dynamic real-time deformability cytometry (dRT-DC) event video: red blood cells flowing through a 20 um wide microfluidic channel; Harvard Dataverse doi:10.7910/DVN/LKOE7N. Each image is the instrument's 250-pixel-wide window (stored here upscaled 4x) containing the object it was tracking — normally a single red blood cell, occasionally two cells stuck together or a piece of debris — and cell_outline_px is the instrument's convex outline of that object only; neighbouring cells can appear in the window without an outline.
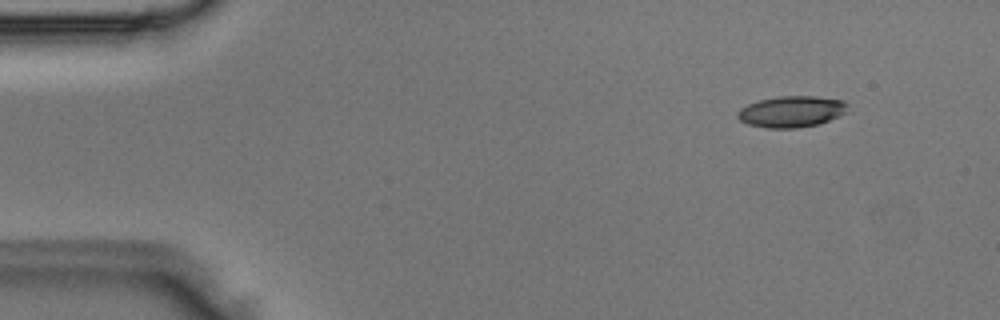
{"species": "Egyptian fruit bat (a non-hibernating species)", "species_latin": "Rousettus aegyptiacus", "temperature_condition": "room temperature", "stored_images_in_passage": 3, "camera_frame_rate_fps": 3000, "um_per_image_px": 0.085, "animal": {"sex": "male"}, "frame": {"image": 1, "passage_image": 1, "time_ms": 0.0, "image_size_px": [1000, 320], "cell_outline_px": [[848, 104], [844, 112], [820, 124], [796, 128], [764, 128], [748, 124], [740, 120], [736, 116], [736, 112], [740, 108], [748, 104], [760, 100], [780, 96], [816, 96], [844, 100]], "centroid_in_image_um": [67.24, 9.48], "position_along_channel_um": 17.8, "area_um2": 20.0}}